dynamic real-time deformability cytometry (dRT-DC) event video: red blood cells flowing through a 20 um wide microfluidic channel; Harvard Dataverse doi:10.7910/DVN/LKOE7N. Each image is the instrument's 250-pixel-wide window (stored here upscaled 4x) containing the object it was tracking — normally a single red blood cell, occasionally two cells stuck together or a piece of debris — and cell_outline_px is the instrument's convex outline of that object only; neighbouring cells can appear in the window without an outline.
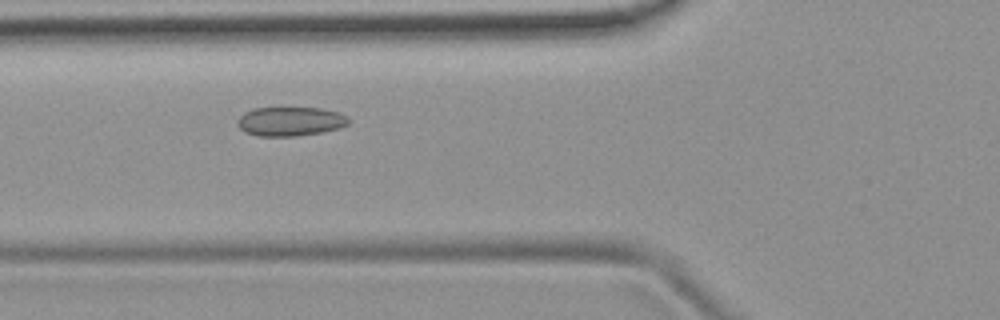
{"species": "common noctule bat (a hibernating species)", "species_latin": "Nyctalus noctula", "temperature_condition": "room temperature", "stored_images_in_passage": 3, "camera_frame_rate_fps": 3000, "um_per_image_px": 0.085, "animal": {"sex": "female", "body_mass_g": 19.9}, "frame": {"image": 1, "passage_image": 3, "time_ms": 2.333, "image_size_px": [1000, 320], "cell_outline_px": [[348, 124], [340, 128], [320, 132], [296, 136], [256, 136], [244, 132], [236, 124], [240, 116], [244, 112], [252, 108], [320, 108], [336, 112], [348, 116]], "centroid_in_image_um": [24.63, 10.32], "position_along_channel_um": 101.2, "area_um2": 18.84}}